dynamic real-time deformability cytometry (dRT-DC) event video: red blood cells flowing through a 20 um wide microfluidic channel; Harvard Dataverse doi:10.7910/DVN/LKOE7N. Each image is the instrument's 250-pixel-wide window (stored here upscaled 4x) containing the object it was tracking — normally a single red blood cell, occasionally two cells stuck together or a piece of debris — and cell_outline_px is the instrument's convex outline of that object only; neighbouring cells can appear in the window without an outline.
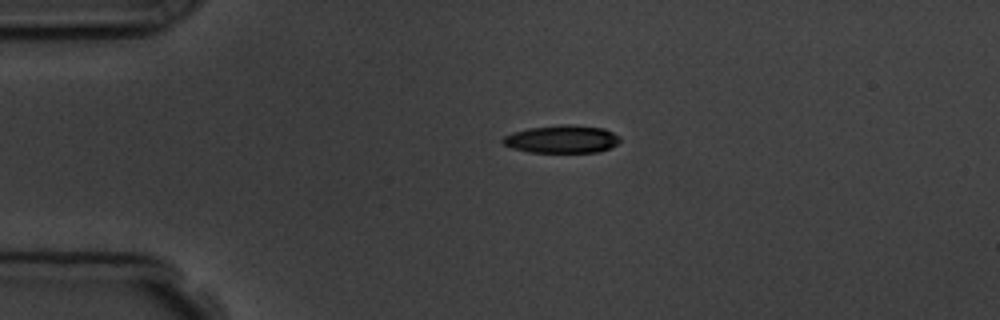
{"species": "common noctule bat (a hibernating species)", "species_latin": "Nyctalus noctula", "temperature_condition": "room temperature", "stored_images_in_passage": 3, "camera_frame_rate_fps": 3000, "um_per_image_px": 0.085, "animal": {"sex": "male", "body_mass_g": 19.5, "forearm_length_mm": 54.6}, "frame": {"image": 1, "passage_image": 1, "time_ms": 0.0, "image_size_px": [1000, 320], "cell_outline_px": [[620, 140], [616, 144], [600, 152], [528, 152], [512, 148], [504, 144], [500, 140], [504, 136], [512, 132], [528, 128], [560, 124], [568, 124], [604, 128], [620, 136]], "centroid_in_image_um": [47.74, 11.82], "position_along_channel_um": 37.3, "area_um2": 19.07}}
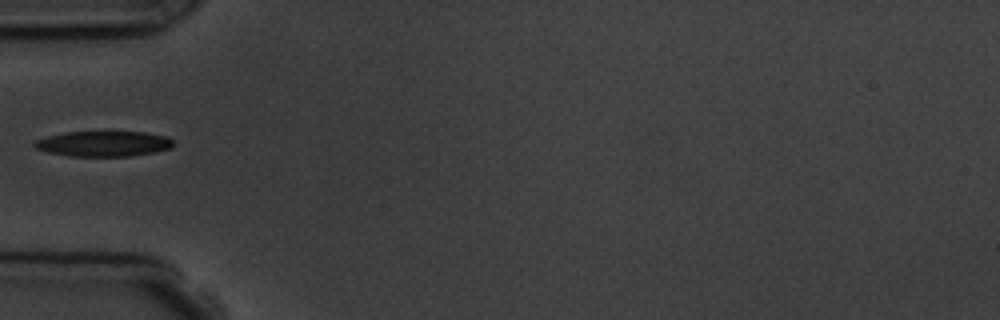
{"frame": {"image": 2, "passage_image": 2, "time_ms": 2.0, "image_size_px": [1000, 320], "cell_outline_px": [[172, 148], [156, 152], [132, 156], [68, 156], [48, 152], [36, 148], [32, 144], [36, 140], [44, 136], [64, 132], [144, 132], [168, 136], [172, 140]], "centroid_in_image_um": [8.79, 12.21], "position_along_channel_um": 76.2, "area_um2": 20.69}}